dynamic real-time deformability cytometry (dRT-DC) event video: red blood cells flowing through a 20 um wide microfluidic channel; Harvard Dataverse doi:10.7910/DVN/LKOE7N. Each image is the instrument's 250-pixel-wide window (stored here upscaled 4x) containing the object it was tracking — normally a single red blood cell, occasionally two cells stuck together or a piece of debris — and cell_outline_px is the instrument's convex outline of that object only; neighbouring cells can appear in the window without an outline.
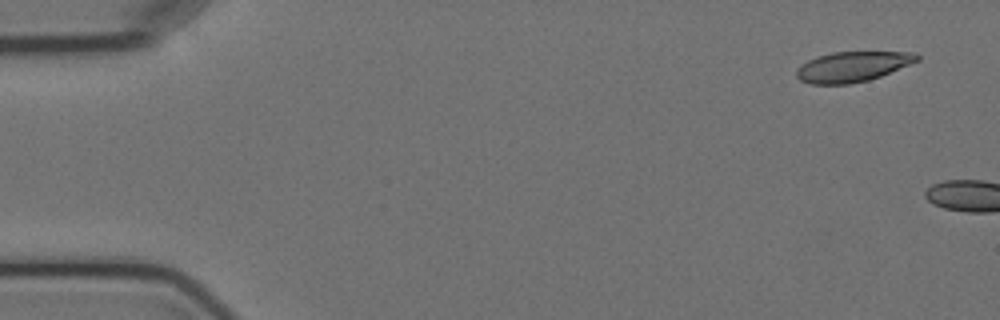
{"species": "Egyptian fruit bat (a non-hibernating species)", "species_latin": "Rousettus aegyptiacus", "temperature_condition": "cold", "stored_images_in_passage": 2, "camera_frame_rate_fps": 3000, "um_per_image_px": 0.085, "animal": {"sex": "female"}, "frame": {"image": 1, "passage_image": 1, "time_ms": 0.0, "image_size_px": [1000, 320], "cell_outline_px": [[920, 60], [880, 76], [868, 80], [848, 84], [812, 84], [800, 80], [796, 76], [796, 68], [800, 64], [816, 56], [832, 52], [916, 52], [920, 56]], "centroid_in_image_um": [72.44, 5.66], "position_along_channel_um": 12.6, "area_um2": 21.27}}